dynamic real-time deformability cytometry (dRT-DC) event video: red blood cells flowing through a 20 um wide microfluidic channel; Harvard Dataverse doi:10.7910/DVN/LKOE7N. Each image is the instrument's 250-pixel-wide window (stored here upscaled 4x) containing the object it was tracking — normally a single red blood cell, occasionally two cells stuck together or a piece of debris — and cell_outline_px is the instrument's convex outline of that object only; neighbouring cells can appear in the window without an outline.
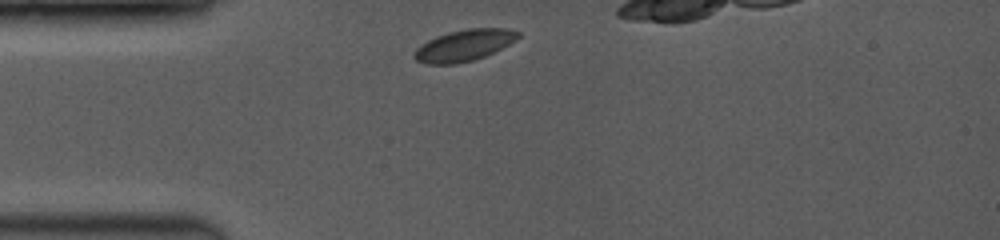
{"species": "common noctule bat (a hibernating species)", "species_latin": "Nyctalus noctula", "temperature_condition": "room temperature", "stored_images_in_passage": 3, "camera_frame_rate_fps": 3500, "um_per_image_px": 0.085, "animal": {"sex": "female", "body_mass_g": 19.0, "forearm_length_mm": 53.3}, "frame": {"image": 1, "passage_image": 1, "time_ms": 0.0, "image_size_px": [1000, 240], "cell_outline_px": [[520, 36], [516, 40], [484, 56], [472, 60], [456, 64], [428, 64], [416, 60], [412, 56], [416, 48], [420, 44], [436, 36], [448, 32], [468, 28], [508, 28], [520, 32]], "centroid_in_image_um": [39.42, 3.84], "position_along_channel_um": 45.6, "area_um2": 18.96}}
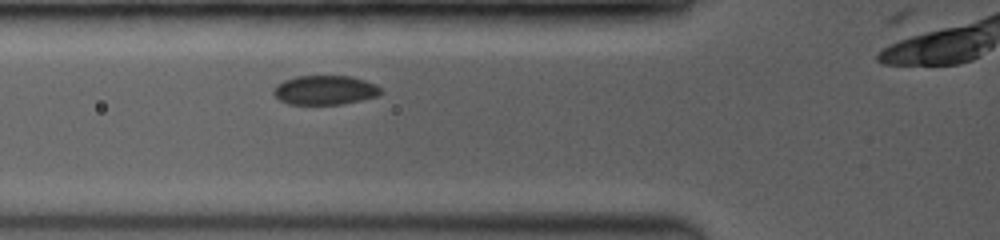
{"frame": {"image": 2, "passage_image": 3, "time_ms": 1.714, "image_size_px": [1000, 240], "cell_outline_px": [[384, 92], [380, 96], [340, 104], [288, 104], [280, 100], [272, 92], [276, 84], [284, 80], [296, 76], [352, 76], [376, 84]], "centroid_in_image_um": [27.64, 7.65], "position_along_channel_um": 98.2, "area_um2": 18.38}}